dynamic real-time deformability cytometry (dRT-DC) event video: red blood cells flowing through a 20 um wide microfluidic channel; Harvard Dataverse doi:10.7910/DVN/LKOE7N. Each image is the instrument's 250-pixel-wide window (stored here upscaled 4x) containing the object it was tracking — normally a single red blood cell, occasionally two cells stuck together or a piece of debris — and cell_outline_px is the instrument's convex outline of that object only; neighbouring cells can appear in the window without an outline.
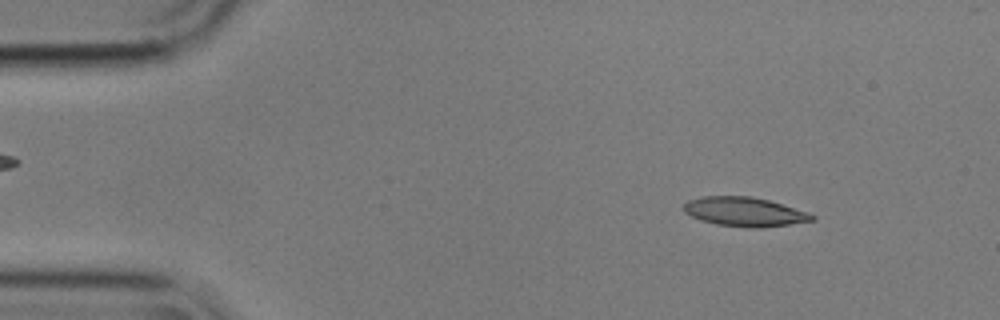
{"species": "common noctule bat (a hibernating species)", "species_latin": "Nyctalus noctula", "temperature_condition": "cold", "stored_images_in_passage": 55, "camera_frame_rate_fps": 3000, "um_per_image_px": 0.085, "animal": {"sex": "male", "body_mass_g": 17.9}, "frame": {"image": 1, "passage_image": 6, "time_ms": 1.667, "image_size_px": [1000, 320], "cell_outline_px": [[816, 220], [760, 228], [748, 228], [716, 224], [700, 220], [684, 212], [680, 208], [688, 200], [704, 196], [752, 196], [768, 200], [808, 212], [816, 216]], "centroid_in_image_um": [63.26, 18.0], "position_along_channel_um": 21.7, "area_um2": 21.91}}
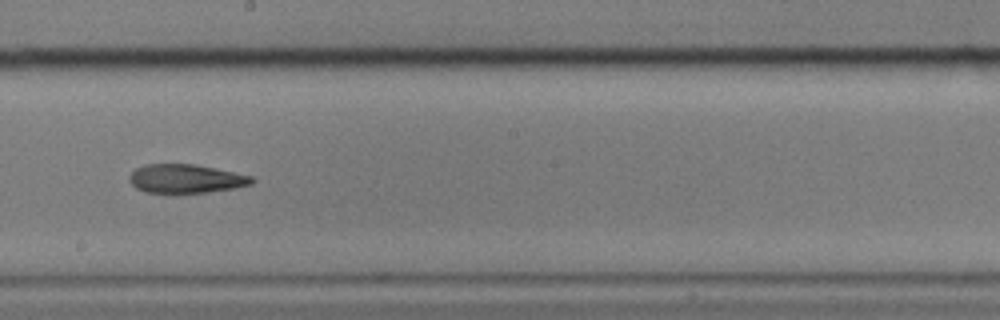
{"frame": {"image": 2, "passage_image": 30, "time_ms": 9.667, "image_size_px": [1000, 320], "cell_outline_px": [[256, 180], [252, 184], [232, 188], [208, 192], [144, 192], [136, 188], [128, 180], [128, 176], [136, 168], [144, 164], [192, 164], [252, 176]], "centroid_in_image_um": [15.76, 15.18], "position_along_channel_um": 232.4, "area_um2": 20.23}}
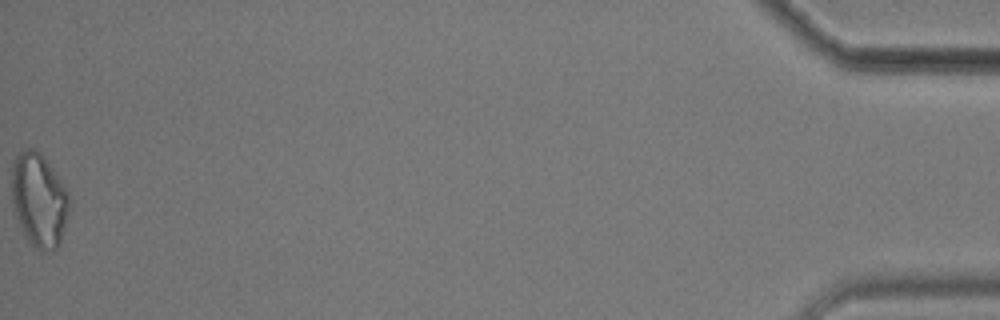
{"frame": {"image": 3, "passage_image": 55, "time_ms": 18.0, "image_size_px": [1000, 320], "cell_outline_px": [[68, 212], [60, 244], [56, 248], [36, 248], [28, 240], [12, 208], [12, 164], [16, 156], [24, 148], [32, 148], [40, 152], [64, 184], [68, 192]], "centroid_in_image_um": [3.3, 16.94], "position_along_channel_um": 431.9, "area_um2": 30.92}, "authors_computed_cell_mechanics": {"area_um2": 21.5594, "velocity_mm_per_s": 3.5699, "shape_relaxation_time_tau1_ms": null, "shape_relaxation_time_tau2_ms": 7.1549, "deformation_change_tau1": null, "deformation_change_tau2": 0.1897}}